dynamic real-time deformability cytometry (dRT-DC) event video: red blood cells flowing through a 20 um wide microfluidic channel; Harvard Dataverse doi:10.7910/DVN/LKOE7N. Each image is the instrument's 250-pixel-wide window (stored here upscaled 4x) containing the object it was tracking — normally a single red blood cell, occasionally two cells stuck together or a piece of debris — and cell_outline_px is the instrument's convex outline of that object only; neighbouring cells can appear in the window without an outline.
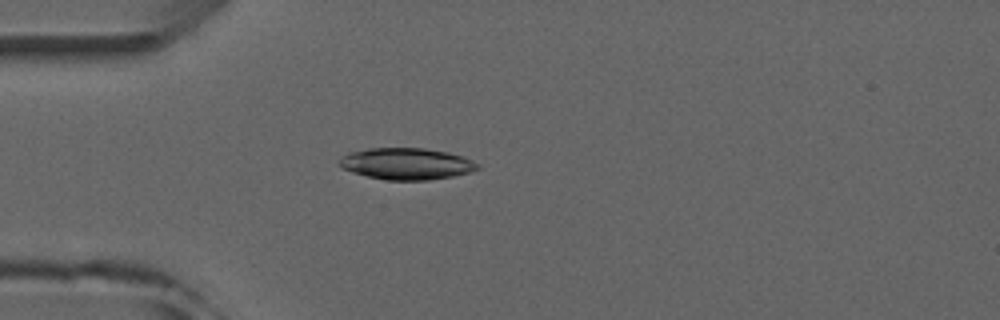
{"species": "common noctule bat (a hibernating species)", "species_latin": "Nyctalus noctula", "temperature_condition": "room temperature", "stored_images_in_passage": 3, "camera_frame_rate_fps": 3000, "um_per_image_px": 0.085, "animal": {"sex": "male", "forearm_length_mm": 52.5}, "frame": {"image": 1, "passage_image": 3, "time_ms": 2.333, "image_size_px": [1000, 320], "cell_outline_px": [[480, 168], [468, 172], [452, 176], [428, 180], [388, 180], [368, 176], [352, 172], [344, 168], [336, 160], [340, 156], [348, 152], [368, 148], [424, 148], [448, 152], [464, 156], [480, 164]], "centroid_in_image_um": [34.54, 13.9], "position_along_channel_um": 50.5, "area_um2": 25.55}}